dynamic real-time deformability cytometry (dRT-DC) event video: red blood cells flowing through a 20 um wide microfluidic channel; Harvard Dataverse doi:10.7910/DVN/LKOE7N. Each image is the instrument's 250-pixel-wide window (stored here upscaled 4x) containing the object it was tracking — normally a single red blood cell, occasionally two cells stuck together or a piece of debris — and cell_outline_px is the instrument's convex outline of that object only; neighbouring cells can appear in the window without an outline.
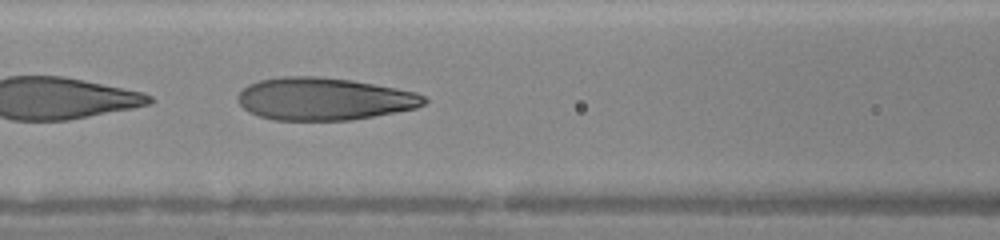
{"species": "human", "species_latin": "Homo sapiens", "temperature_condition": "warm", "stored_images_in_passage": 20, "camera_frame_rate_fps": 3000, "um_per_image_px": 0.085, "donor": {"sex": "female"}, "frame": {"image": 1, "passage_image": 9, "time_ms": 2.667, "image_size_px": [1000, 240], "cell_outline_px": [[428, 100], [424, 104], [416, 108], [396, 112], [352, 120], [272, 120], [248, 112], [240, 104], [236, 96], [248, 84], [260, 80], [280, 76], [320, 76], [352, 80], [396, 88], [416, 92], [424, 96]], "centroid_in_image_um": [27.53, 8.4], "position_along_channel_um": 139.1, "area_um2": 46.3}}
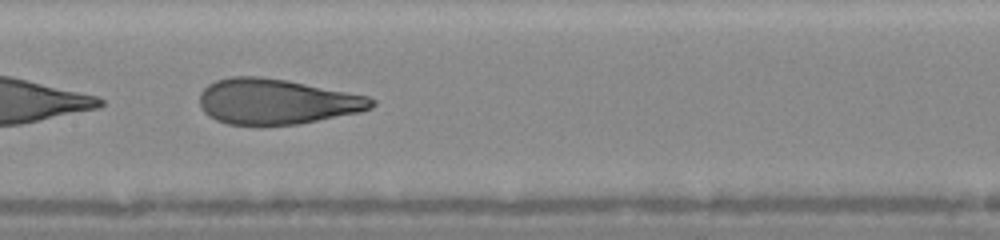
{"frame": {"image": 2, "passage_image": 12, "time_ms": 3.667, "image_size_px": [1000, 240], "cell_outline_px": [[376, 104], [372, 108], [360, 112], [300, 124], [260, 128], [228, 124], [216, 120], [208, 116], [204, 112], [200, 104], [200, 92], [208, 84], [216, 80], [232, 76], [260, 76], [288, 80], [368, 96], [376, 100]], "centroid_in_image_um": [23.49, 8.67], "position_along_channel_um": 183.9, "area_um2": 46.59}}
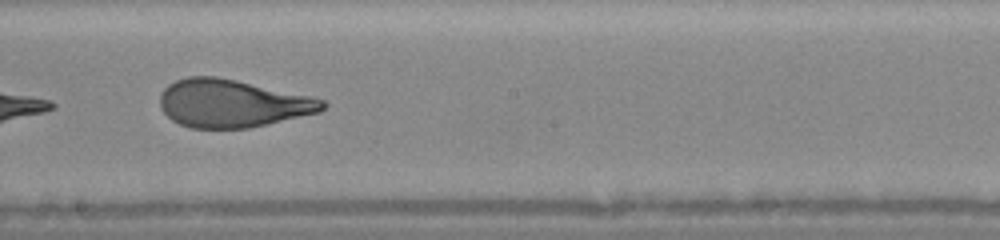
{"frame": {"image": 3, "passage_image": 15, "time_ms": 4.667, "image_size_px": [1000, 240], "cell_outline_px": [[328, 104], [320, 112], [248, 128], [192, 128], [180, 124], [172, 120], [160, 108], [160, 92], [168, 84], [176, 80], [188, 76], [216, 76], [236, 80], [312, 96], [324, 100]], "centroid_in_image_um": [19.73, 8.78], "position_along_channel_um": 228.5, "area_um2": 45.32}}